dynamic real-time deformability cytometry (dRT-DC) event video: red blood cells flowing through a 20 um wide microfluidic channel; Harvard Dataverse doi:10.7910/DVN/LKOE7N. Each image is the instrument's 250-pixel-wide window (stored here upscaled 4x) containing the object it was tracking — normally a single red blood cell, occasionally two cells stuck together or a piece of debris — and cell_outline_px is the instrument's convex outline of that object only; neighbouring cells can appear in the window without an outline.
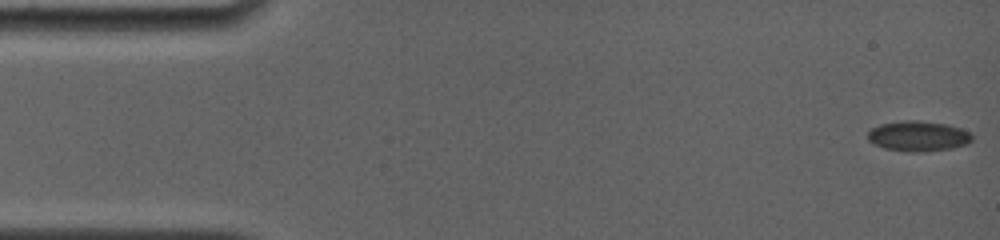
{"species": "common noctule bat (a hibernating species)", "species_latin": "Nyctalus noctula", "temperature_condition": "room temperature", "stored_images_in_passage": 5, "camera_frame_rate_fps": 4000, "um_per_image_px": 0.085, "animal": {"sex": "female", "body_mass_g": 19.0, "forearm_length_mm": 56.7}, "frame": {"image": 1, "passage_image": 1, "time_ms": 0.0, "image_size_px": [1000, 240], "cell_outline_px": [[972, 140], [968, 144], [952, 148], [924, 152], [912, 152], [884, 148], [868, 140], [868, 132], [872, 128], [880, 124], [904, 120], [916, 120], [948, 124], [960, 128], [968, 132], [972, 136]], "centroid_in_image_um": [78.06, 11.57], "position_along_channel_um": 6.9, "area_um2": 18.38}}